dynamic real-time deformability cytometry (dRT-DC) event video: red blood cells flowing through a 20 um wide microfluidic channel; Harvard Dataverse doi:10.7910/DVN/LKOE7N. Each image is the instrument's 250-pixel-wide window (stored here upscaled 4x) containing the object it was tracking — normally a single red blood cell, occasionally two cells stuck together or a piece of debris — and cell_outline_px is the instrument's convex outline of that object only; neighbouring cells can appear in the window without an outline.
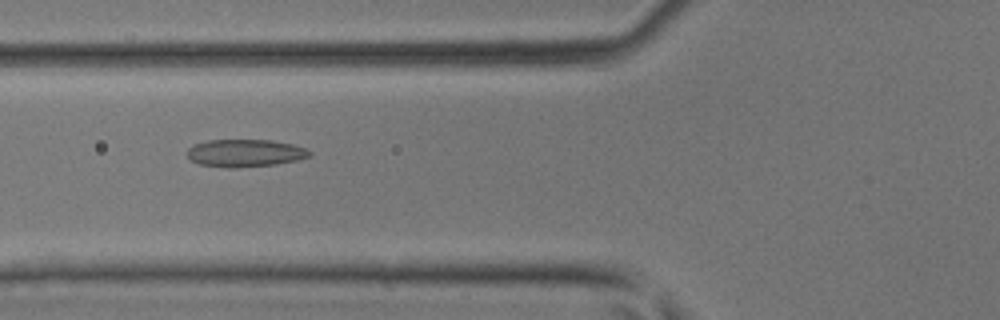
{"species": "common noctule bat (a hibernating species)", "species_latin": "Nyctalus noctula", "temperature_condition": "room temperature", "stored_images_in_passage": 46, "camera_frame_rate_fps": 3000, "um_per_image_px": 0.085, "animal": {"sex": "male", "body_mass_g": 17.9, "forearm_length_mm": 54.2}, "frame": {"image": 1, "passage_image": 18, "time_ms": 5.667, "image_size_px": [1000, 320], "cell_outline_px": [[312, 156], [296, 160], [276, 164], [236, 168], [228, 168], [200, 164], [192, 160], [184, 152], [192, 144], [208, 140], [272, 140], [292, 144], [304, 148], [312, 152]], "centroid_in_image_um": [20.8, 13.01], "position_along_channel_um": 105.0, "area_um2": 19.77}}
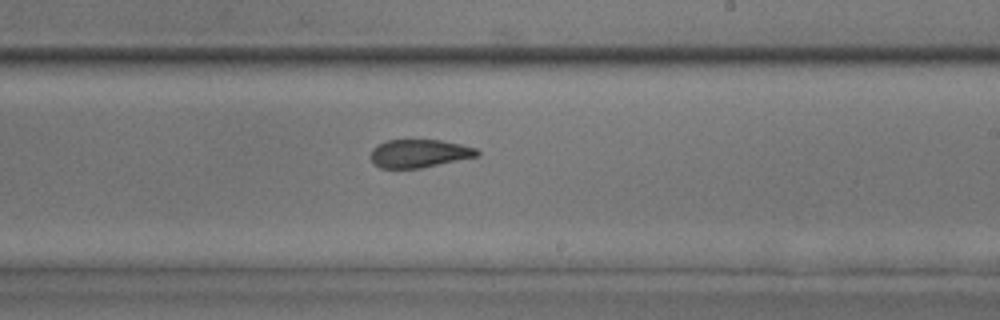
{"frame": {"image": 2, "passage_image": 28, "time_ms": 9.0, "image_size_px": [1000, 320], "cell_outline_px": [[480, 152], [476, 156], [420, 168], [380, 168], [372, 160], [372, 148], [376, 144], [388, 140], [440, 140], [460, 144], [476, 148]], "centroid_in_image_um": [35.61, 13.03], "position_along_channel_um": 253.4, "area_um2": 17.17}}
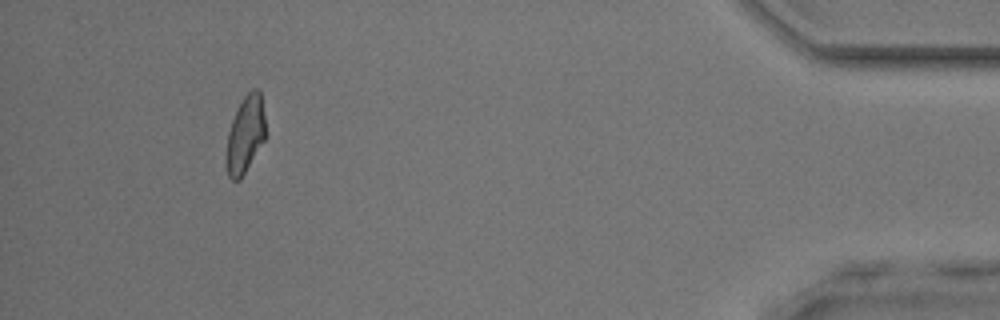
{"frame": {"image": 3, "passage_image": 43, "time_ms": 14.0, "image_size_px": [1000, 320], "cell_outline_px": [[264, 140], [240, 180], [232, 180], [228, 176], [224, 160], [224, 156], [228, 132], [236, 108], [244, 96], [252, 88], [256, 88], [260, 92], [264, 116]], "centroid_in_image_um": [20.8, 11.46], "position_along_channel_um": 414.4, "area_um2": 17.69}}